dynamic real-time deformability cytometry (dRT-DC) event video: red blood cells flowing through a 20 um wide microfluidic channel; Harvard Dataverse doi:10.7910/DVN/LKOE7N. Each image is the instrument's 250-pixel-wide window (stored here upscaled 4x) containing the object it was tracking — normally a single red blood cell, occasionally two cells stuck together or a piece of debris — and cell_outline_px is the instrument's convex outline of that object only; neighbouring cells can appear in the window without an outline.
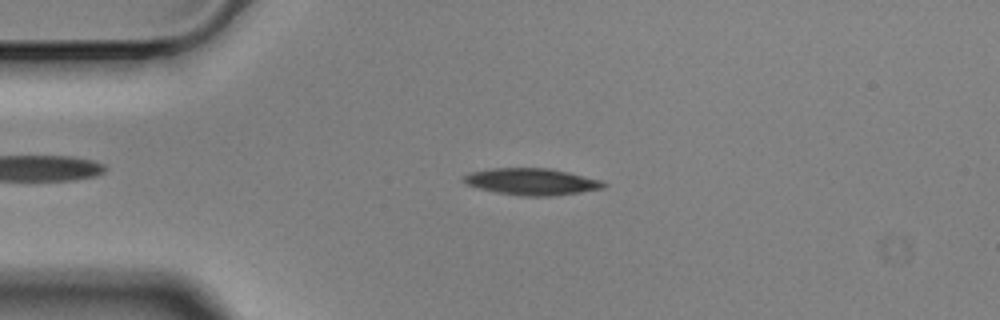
{"species": "Egyptian fruit bat (a non-hibernating species)", "species_latin": "Rousettus aegyptiacus", "temperature_condition": "cold", "stored_images_in_passage": 56, "camera_frame_rate_fps": 3000, "um_per_image_px": 0.085, "animal": {"sex": "male"}, "frame": {"image": 1, "passage_image": 12, "time_ms": 3.667, "image_size_px": [1000, 320], "cell_outline_px": [[608, 184], [604, 188], [580, 192], [552, 196], [520, 196], [496, 192], [480, 188], [468, 184], [464, 180], [464, 176], [468, 172], [492, 168], [552, 168], [604, 180]], "centroid_in_image_um": [45.26, 15.43], "position_along_channel_um": 39.7, "area_um2": 21.91}}
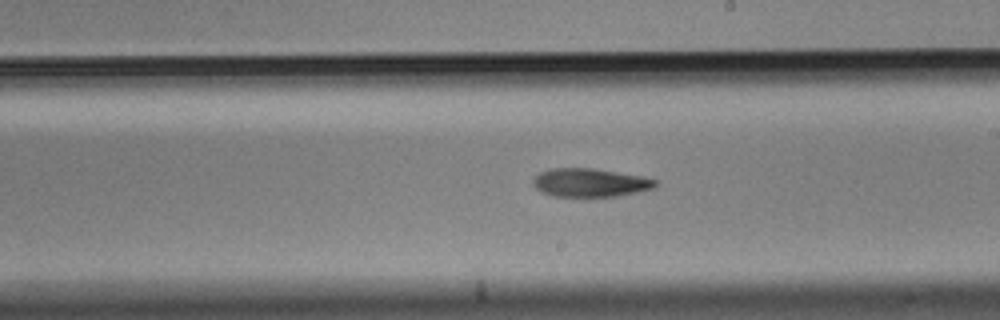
{"frame": {"image": 2, "passage_image": 31, "time_ms": 10.0, "image_size_px": [1000, 320], "cell_outline_px": [[660, 184], [656, 188], [616, 196], [552, 196], [540, 192], [532, 184], [532, 180], [540, 172], [552, 168], [592, 168], [644, 176], [656, 180]], "centroid_in_image_um": [50.18, 15.52], "position_along_channel_um": 238.8, "area_um2": 20.4}}
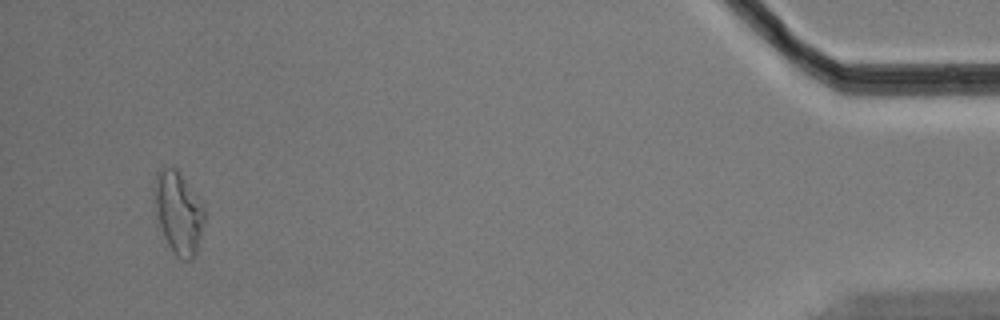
{"frame": {"image": 3, "passage_image": 53, "time_ms": 17.333, "image_size_px": [1000, 320], "cell_outline_px": [[204, 220], [196, 256], [192, 260], [184, 260], [176, 256], [156, 228], [152, 200], [152, 184], [156, 172], [164, 168], [176, 168], [204, 208]], "centroid_in_image_um": [15.07, 18.12], "position_along_channel_um": 420.1, "area_um2": 24.74}, "authors_computed_cell_mechanics": {"area_um2": 20.9814, "velocity_mm_per_s": 3.5227, "shape_relaxation_time_tau1_ms": 3.9234, "shape_relaxation_time_tau2_ms": null, "deformation_change_tau1": 0.1393, "deformation_change_tau2": null}}